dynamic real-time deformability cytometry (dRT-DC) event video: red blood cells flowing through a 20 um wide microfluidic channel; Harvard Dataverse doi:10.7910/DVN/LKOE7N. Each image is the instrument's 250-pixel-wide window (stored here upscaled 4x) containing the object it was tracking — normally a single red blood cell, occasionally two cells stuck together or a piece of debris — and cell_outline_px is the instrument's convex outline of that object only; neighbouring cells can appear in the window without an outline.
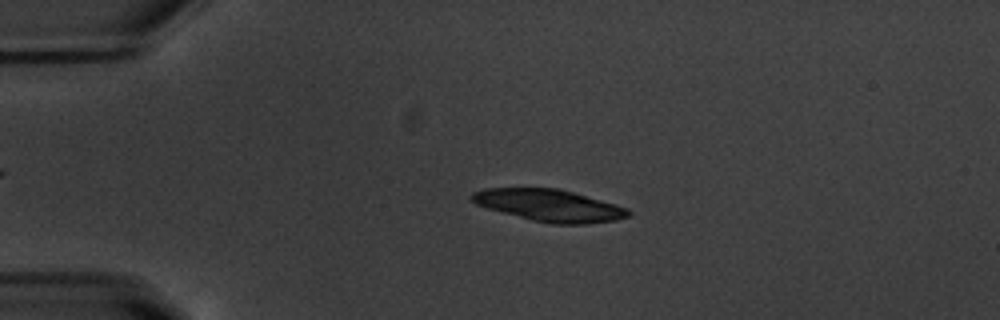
{"species": "common noctule bat (a hibernating species)", "species_latin": "Nyctalus noctula", "temperature_condition": "warm", "stored_images_in_passage": 42, "camera_frame_rate_fps": 3000, "um_per_image_px": 0.085, "animal": {"sex": "male", "body_mass_g": 20.1, "forearm_length_mm": 53.5}, "frame": {"image": 1, "passage_image": 1, "time_ms": 0.0, "image_size_px": [1000, 320], "cell_outline_px": [[632, 212], [628, 216], [616, 220], [584, 224], [552, 224], [532, 220], [488, 208], [476, 204], [468, 196], [472, 192], [484, 188], [560, 188], [616, 204], [628, 208]], "centroid_in_image_um": [46.7, 17.45], "position_along_channel_um": 38.3, "area_um2": 29.19}}